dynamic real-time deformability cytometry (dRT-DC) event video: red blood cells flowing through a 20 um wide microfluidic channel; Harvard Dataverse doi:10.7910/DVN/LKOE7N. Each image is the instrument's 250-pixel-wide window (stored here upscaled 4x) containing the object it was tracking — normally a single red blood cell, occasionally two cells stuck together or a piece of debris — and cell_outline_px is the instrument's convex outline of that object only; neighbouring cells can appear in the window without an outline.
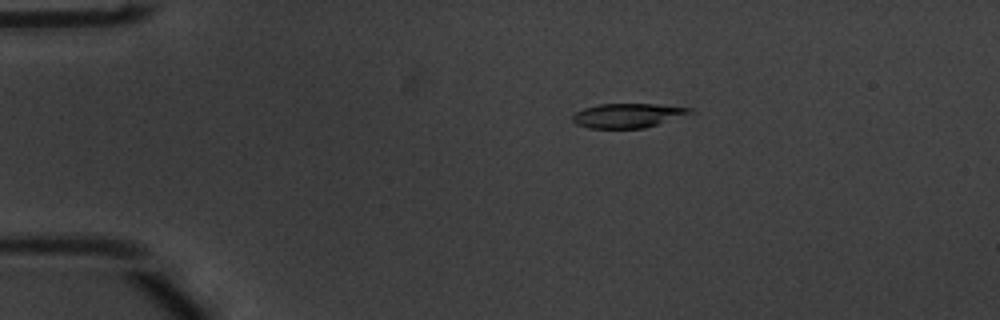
{"species": "common noctule bat (a hibernating species)", "species_latin": "Nyctalus noctula", "temperature_condition": "warm", "stored_images_in_passage": 54, "camera_frame_rate_fps": 3000, "um_per_image_px": 0.085, "animal": {"sex": "male", "body_mass_g": 20.1, "forearm_length_mm": 53.5}, "frame": {"image": 1, "passage_image": 11, "time_ms": 3.333, "image_size_px": [1000, 320], "cell_outline_px": [[696, 112], [644, 128], [588, 128], [576, 124], [572, 120], [572, 116], [576, 112], [584, 108], [600, 104], [656, 104], [692, 108]], "centroid_in_image_um": [53.37, 9.81], "position_along_channel_um": 31.6, "area_um2": 16.59}}
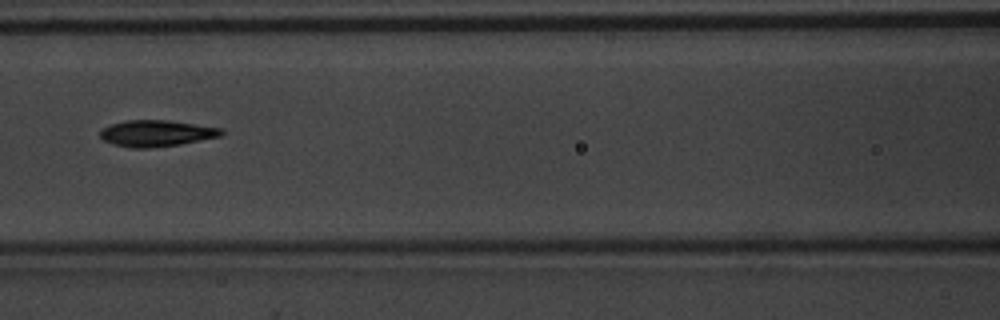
{"frame": {"image": 2, "passage_image": 25, "time_ms": 8.0, "image_size_px": [1000, 320], "cell_outline_px": [[224, 132], [220, 136], [180, 144], [148, 148], [132, 148], [112, 144], [104, 140], [100, 136], [100, 132], [104, 128], [112, 124], [124, 120], [168, 120], [224, 128]], "centroid_in_image_um": [13.31, 11.33], "position_along_channel_um": 153.3, "area_um2": 18.55}}
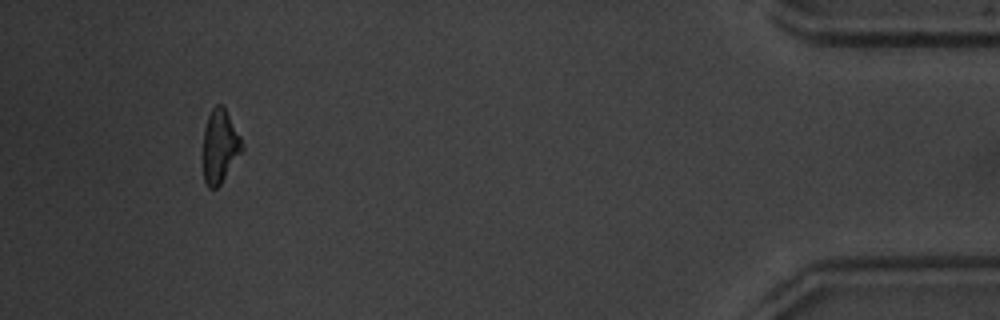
{"frame": {"image": 3, "passage_image": 51, "time_ms": 16.667, "image_size_px": [1000, 320], "cell_outline_px": [[244, 148], [220, 184], [216, 188], [208, 188], [204, 180], [204, 128], [208, 116], [212, 108], [216, 104], [220, 104], [224, 108], [240, 136], [244, 144]], "centroid_in_image_um": [18.69, 12.43], "position_along_channel_um": 416.5, "area_um2": 16.3}, "authors_computed_cell_mechanics": {"area_um2": 17.8891, "velocity_mm_per_s": 3.7738, "shape_relaxation_time_tau1_ms": 3.2324, "shape_relaxation_time_tau2_ms": 3.7674, "deformation_change_tau1": 0.1855, "deformation_change_tau2": 0.1173}}